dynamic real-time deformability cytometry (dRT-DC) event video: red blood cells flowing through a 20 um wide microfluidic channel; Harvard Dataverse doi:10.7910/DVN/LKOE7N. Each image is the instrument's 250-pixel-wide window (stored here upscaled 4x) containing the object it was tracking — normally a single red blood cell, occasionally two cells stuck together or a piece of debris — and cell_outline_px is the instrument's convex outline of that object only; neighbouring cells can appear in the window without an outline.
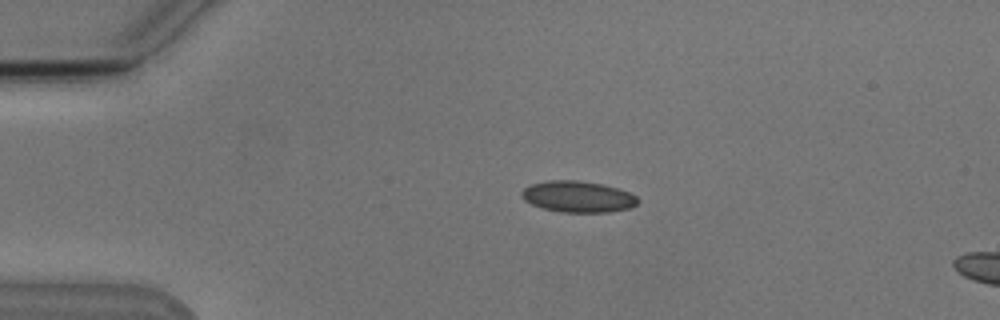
{"species": "Egyptian fruit bat (a non-hibernating species)", "species_latin": "Rousettus aegyptiacus", "temperature_condition": "cold", "stored_images_in_passage": 4, "camera_frame_rate_fps": 3000, "um_per_image_px": 0.085, "animal": {"sex": "male"}, "frame": {"image": 1, "passage_image": 3, "time_ms": 2.333, "image_size_px": [1000, 320], "cell_outline_px": [[640, 200], [636, 204], [628, 208], [608, 212], [560, 212], [544, 208], [532, 204], [524, 200], [520, 196], [520, 192], [524, 188], [532, 184], [548, 180], [576, 180], [600, 184], [616, 188], [628, 192], [636, 196]], "centroid_in_image_um": [49.09, 16.71], "position_along_channel_um": 35.9, "area_um2": 20.98}}